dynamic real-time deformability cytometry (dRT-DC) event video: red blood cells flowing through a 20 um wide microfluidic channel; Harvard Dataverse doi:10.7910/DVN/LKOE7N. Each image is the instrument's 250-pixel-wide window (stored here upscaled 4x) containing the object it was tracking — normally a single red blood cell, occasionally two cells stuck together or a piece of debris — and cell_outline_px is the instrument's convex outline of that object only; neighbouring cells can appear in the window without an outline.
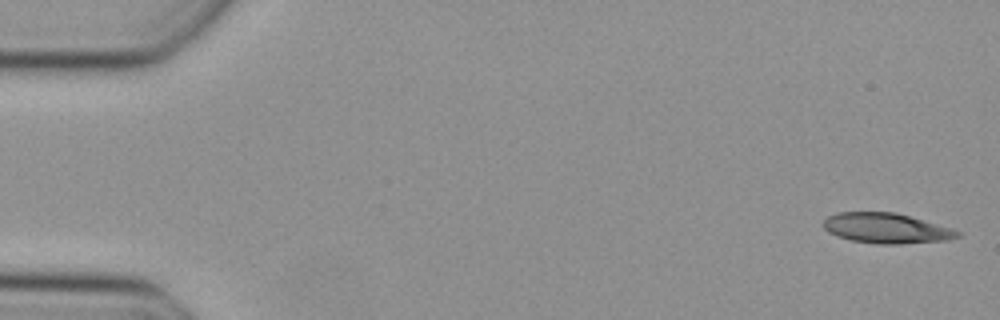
{"species": "Egyptian fruit bat (a non-hibernating species)", "species_latin": "Rousettus aegyptiacus", "temperature_condition": "cold", "stored_images_in_passage": 48, "camera_frame_rate_fps": 3000, "um_per_image_px": 0.085, "animal": {"sex": "female"}, "frame": {"image": 1, "passage_image": 1, "time_ms": 0.0, "image_size_px": [1000, 320], "cell_outline_px": [[960, 236], [944, 240], [900, 244], [880, 244], [852, 240], [828, 232], [824, 228], [824, 220], [828, 216], [840, 212], [896, 212], [948, 228], [960, 232]], "centroid_in_image_um": [75.29, 19.39], "position_along_channel_um": 9.7, "area_um2": 23.0}}
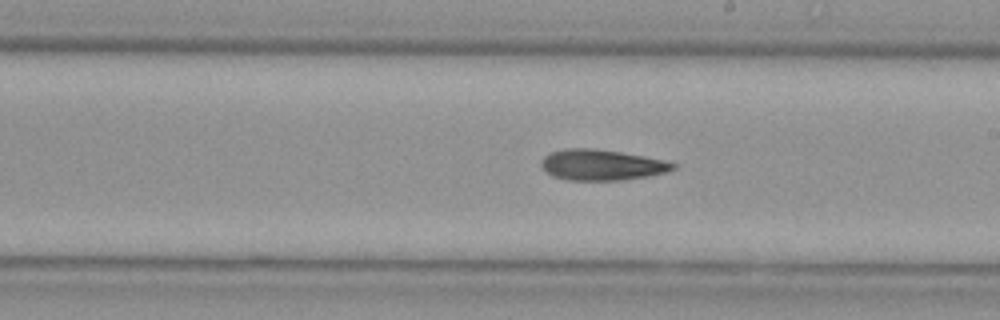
{"frame": {"image": 2, "passage_image": 27, "time_ms": 8.667, "image_size_px": [1000, 320], "cell_outline_px": [[676, 168], [668, 172], [648, 176], [624, 180], [568, 180], [552, 176], [540, 164], [540, 160], [544, 156], [552, 152], [564, 148], [592, 148], [620, 152], [664, 160], [676, 164]], "centroid_in_image_um": [51.14, 14.02], "position_along_channel_um": 237.9, "area_um2": 23.58}}
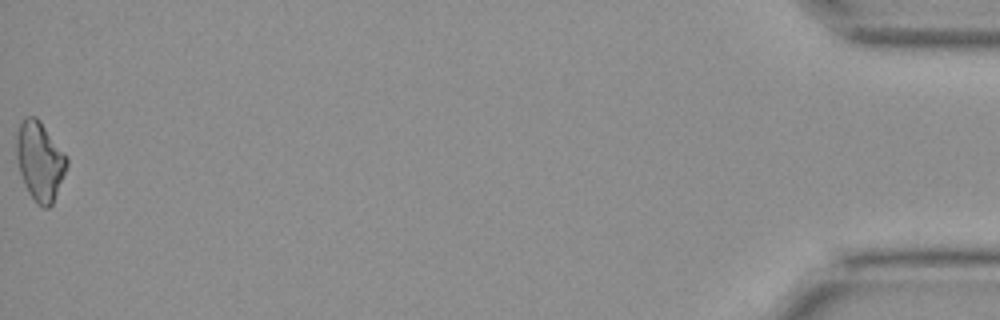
{"frame": {"image": 3, "passage_image": 48, "time_ms": 15.667, "image_size_px": [1000, 320], "cell_outline_px": [[68, 164], [52, 204], [48, 208], [44, 208], [36, 204], [28, 192], [24, 184], [20, 172], [16, 156], [16, 136], [20, 124], [24, 116], [36, 116], [40, 120], [68, 156]], "centroid_in_image_um": [3.39, 13.67], "position_along_channel_um": 431.8, "area_um2": 23.29}}